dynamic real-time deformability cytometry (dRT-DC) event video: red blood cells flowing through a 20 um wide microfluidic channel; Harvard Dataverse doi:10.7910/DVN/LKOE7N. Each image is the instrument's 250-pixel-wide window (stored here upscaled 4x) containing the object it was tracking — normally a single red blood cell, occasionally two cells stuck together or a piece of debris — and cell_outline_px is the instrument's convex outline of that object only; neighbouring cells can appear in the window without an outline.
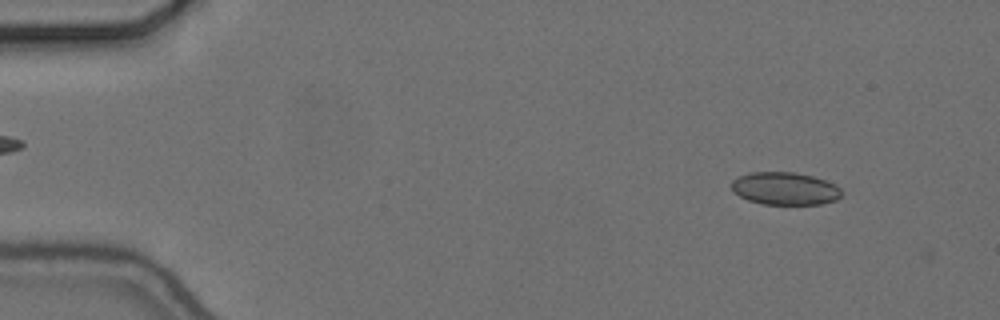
{"species": "common noctule bat (a hibernating species)", "species_latin": "Nyctalus noctula", "temperature_condition": "cold", "stored_images_in_passage": 4, "camera_frame_rate_fps": 3000, "um_per_image_px": 0.085, "animal": {"sex": "female", "body_mass_g": 24.6, "forearm_length_mm": 56.2}, "frame": {"image": 1, "passage_image": 3, "time_ms": 0.667, "image_size_px": [1000, 320], "cell_outline_px": [[840, 196], [836, 200], [820, 204], [760, 204], [748, 200], [732, 192], [732, 180], [736, 176], [748, 172], [792, 172], [812, 176], [836, 184], [840, 188]], "centroid_in_image_um": [66.67, 16.02], "position_along_channel_um": 18.3, "area_um2": 21.04}}